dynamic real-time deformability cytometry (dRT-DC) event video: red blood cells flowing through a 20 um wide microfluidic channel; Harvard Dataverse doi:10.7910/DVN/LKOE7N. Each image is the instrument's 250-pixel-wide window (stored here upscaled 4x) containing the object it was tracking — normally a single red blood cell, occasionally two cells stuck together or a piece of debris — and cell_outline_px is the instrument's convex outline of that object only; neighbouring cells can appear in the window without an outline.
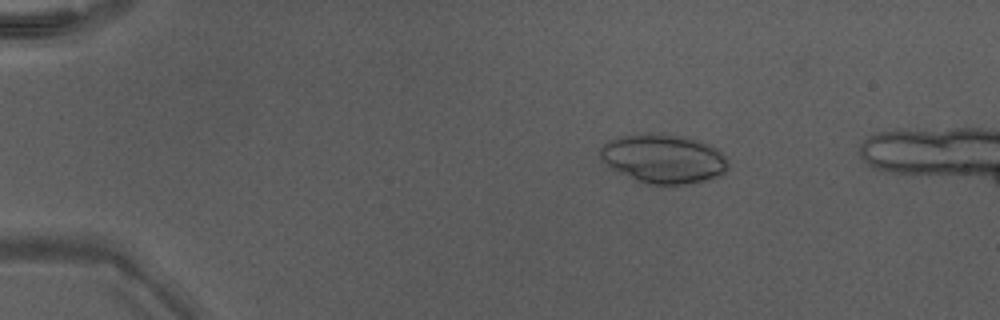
{"species": "Egyptian fruit bat (a non-hibernating species)", "species_latin": "Rousettus aegyptiacus", "temperature_condition": "warm", "stored_images_in_passage": 16, "camera_frame_rate_fps": 3000, "um_per_image_px": 0.085, "animal": {"sex": "male"}, "frame": {"image": 1, "passage_image": 10, "time_ms": 3.0, "image_size_px": [1000, 320], "cell_outline_px": [[728, 168], [720, 176], [712, 180], [688, 184], [644, 184], [612, 168], [600, 156], [600, 148], [604, 144], [616, 136], [636, 132], [652, 132], [688, 136], [700, 140], [716, 148], [728, 160]], "centroid_in_image_um": [56.42, 13.46], "position_along_channel_um": 28.6, "area_um2": 37.22}}